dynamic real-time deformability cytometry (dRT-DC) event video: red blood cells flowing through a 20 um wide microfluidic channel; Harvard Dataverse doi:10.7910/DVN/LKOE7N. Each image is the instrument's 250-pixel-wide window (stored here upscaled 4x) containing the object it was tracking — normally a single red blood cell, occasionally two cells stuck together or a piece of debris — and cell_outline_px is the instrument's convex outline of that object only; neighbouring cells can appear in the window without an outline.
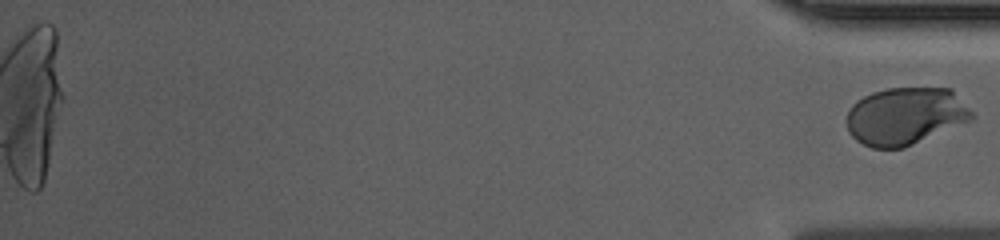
{"species": "human", "species_latin": "Homo sapiens", "temperature_condition": "cold", "stored_images_in_passage": 57, "segment_of_instrument_passage": [2, 2], "camera_frame_rate_fps": 3000, "um_per_image_px": 0.085, "donor": {"sex": "male"}, "frame": {"image": 1, "passage_image": 57, "time_ms": 18.667, "image_size_px": [1000, 240], "cell_outline_px": [[972, 120], [904, 148], [872, 148], [856, 140], [848, 132], [844, 120], [848, 108], [856, 100], [872, 92], [888, 88], [952, 88], [972, 112]], "centroid_in_image_um": [76.91, 9.87], "position_along_channel_um": 358.3, "area_um2": 42.25}}